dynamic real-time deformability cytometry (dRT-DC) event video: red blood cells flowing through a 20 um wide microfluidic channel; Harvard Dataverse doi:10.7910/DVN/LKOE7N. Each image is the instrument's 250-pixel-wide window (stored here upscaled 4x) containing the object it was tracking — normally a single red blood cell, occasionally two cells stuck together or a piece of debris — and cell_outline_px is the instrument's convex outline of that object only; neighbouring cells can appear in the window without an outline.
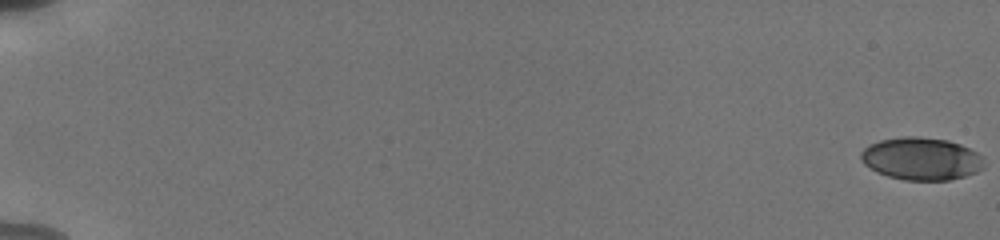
{"species": "human", "species_latin": "Homo sapiens", "temperature_condition": "cold", "stored_images_in_passage": 57, "camera_frame_rate_fps": 3000, "um_per_image_px": 0.085, "donor": {"sex": "male"}, "frame": {"image": 1, "passage_image": 1, "time_ms": 0.0, "image_size_px": [1000, 240], "cell_outline_px": [[984, 168], [976, 172], [964, 176], [948, 180], [904, 180], [888, 176], [876, 172], [864, 164], [860, 160], [860, 152], [868, 144], [880, 140], [904, 136], [916, 136], [948, 140], [960, 144], [976, 152], [980, 156]], "centroid_in_image_um": [78.26, 13.49], "position_along_channel_um": 6.7, "area_um2": 30.58}}
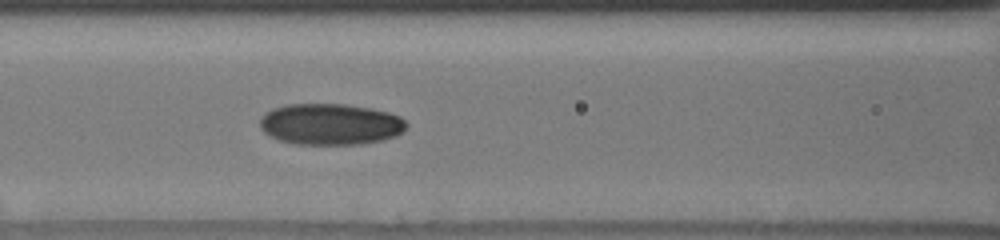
{"frame": {"image": 2, "passage_image": 28, "time_ms": 9.0, "image_size_px": [1000, 240], "cell_outline_px": [[408, 124], [404, 132], [396, 136], [384, 140], [360, 144], [296, 144], [280, 140], [264, 132], [260, 128], [260, 116], [264, 112], [272, 108], [288, 104], [344, 104], [368, 108], [388, 112], [400, 116]], "centroid_in_image_um": [28.09, 10.55], "position_along_channel_um": 138.5, "area_um2": 35.43}}
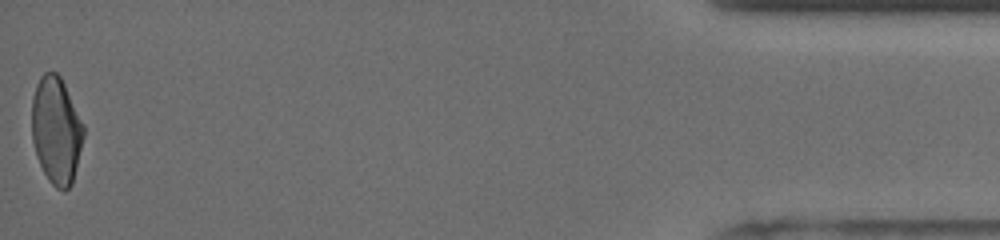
{"frame": {"image": 3, "passage_image": 57, "time_ms": 18.667, "image_size_px": [1000, 240], "cell_outline_px": [[84, 136], [72, 184], [64, 192], [56, 188], [48, 180], [36, 156], [32, 140], [32, 96], [36, 84], [40, 76], [44, 72], [56, 72], [60, 76], [84, 124]], "centroid_in_image_um": [4.77, 11.08], "position_along_channel_um": 430.4, "area_um2": 32.43}, "authors_computed_cell_mechanics": {"area_um2": 32.7148, "velocity_mm_per_s": 3.8323, "shape_relaxation_time_tau1_ms": 10.607, "shape_relaxation_time_tau2_ms": 1.9978, "deformation_change_tau1": 0.2335, "deformation_change_tau2": 0.061}}